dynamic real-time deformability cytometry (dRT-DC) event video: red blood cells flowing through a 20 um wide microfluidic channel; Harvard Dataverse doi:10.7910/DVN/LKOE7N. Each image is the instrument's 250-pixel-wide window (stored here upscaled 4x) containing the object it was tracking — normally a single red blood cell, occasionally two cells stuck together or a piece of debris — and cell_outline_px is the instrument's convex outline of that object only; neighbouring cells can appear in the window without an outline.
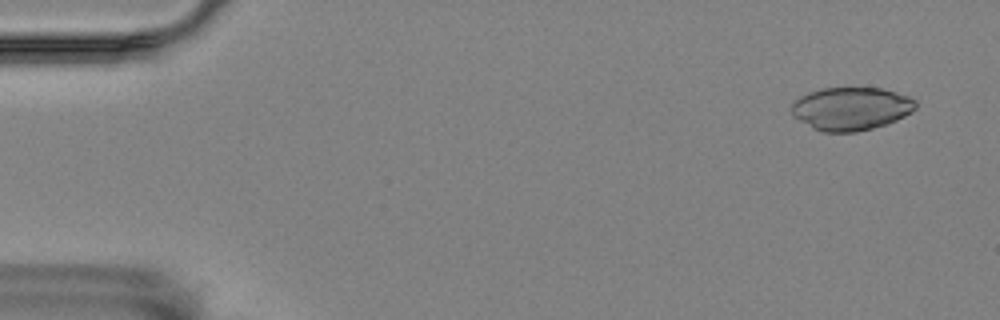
{"species": "Egyptian fruit bat (a non-hibernating species)", "species_latin": "Rousettus aegyptiacus", "temperature_condition": "room temperature", "stored_images_in_passage": 3, "camera_frame_rate_fps": 3000, "um_per_image_px": 0.085, "animal": {"sex": "female"}, "frame": {"image": 1, "passage_image": 2, "time_ms": 0.333, "image_size_px": [1000, 320], "cell_outline_px": [[916, 108], [912, 112], [896, 120], [872, 128], [856, 132], [824, 132], [812, 128], [792, 116], [792, 104], [800, 96], [808, 92], [820, 88], [880, 88], [896, 92], [908, 96], [916, 100]], "centroid_in_image_um": [72.33, 9.23], "position_along_channel_um": 12.7, "area_um2": 31.15}}